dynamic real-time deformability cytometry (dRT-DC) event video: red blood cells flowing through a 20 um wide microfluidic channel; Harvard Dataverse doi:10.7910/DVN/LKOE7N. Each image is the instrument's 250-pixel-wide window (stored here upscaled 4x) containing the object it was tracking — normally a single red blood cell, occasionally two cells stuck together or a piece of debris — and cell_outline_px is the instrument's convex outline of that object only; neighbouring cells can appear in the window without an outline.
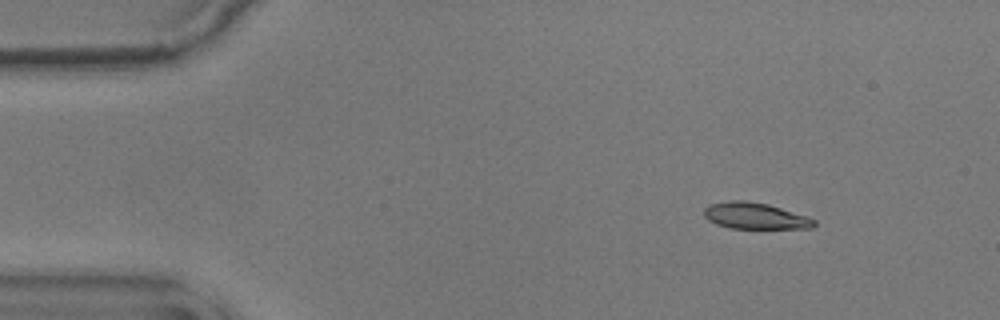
{"species": "common noctule bat (a hibernating species)", "species_latin": "Nyctalus noctula", "temperature_condition": "warm", "stored_images_in_passage": 3, "camera_frame_rate_fps": 3000, "um_per_image_px": 0.085, "animal": {"sex": "male", "body_mass_g": 17.9}, "frame": {"image": 1, "passage_image": 2, "time_ms": 0.333, "image_size_px": [1000, 320], "cell_outline_px": [[816, 224], [812, 228], [728, 228], [716, 224], [708, 220], [704, 216], [704, 208], [708, 204], [728, 200], [744, 200], [768, 204], [808, 216], [816, 220]], "centroid_in_image_um": [64.16, 18.34], "position_along_channel_um": 20.8, "area_um2": 17.05}}